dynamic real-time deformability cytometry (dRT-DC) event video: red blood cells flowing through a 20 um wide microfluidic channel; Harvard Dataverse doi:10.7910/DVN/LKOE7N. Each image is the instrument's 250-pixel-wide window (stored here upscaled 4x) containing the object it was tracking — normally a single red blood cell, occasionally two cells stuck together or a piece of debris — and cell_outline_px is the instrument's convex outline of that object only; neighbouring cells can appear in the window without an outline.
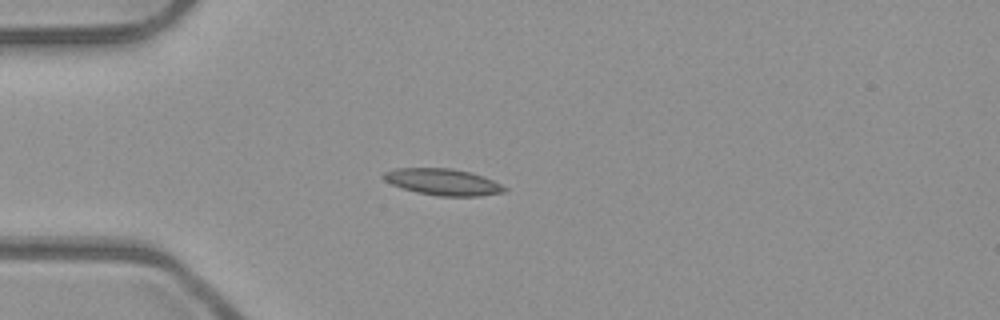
{"species": "common noctule bat (a hibernating species)", "species_latin": "Nyctalus noctula", "temperature_condition": "room temperature", "stored_images_in_passage": 5, "camera_frame_rate_fps": 3000, "um_per_image_px": 0.085, "animal": {"sex": "male", "body_mass_g": 23.1, "forearm_length_mm": 52.7}, "frame": {"image": 1, "passage_image": 4, "time_ms": 1.0, "image_size_px": [1000, 320], "cell_outline_px": [[508, 188], [504, 192], [480, 196], [436, 196], [416, 192], [400, 188], [384, 180], [380, 176], [384, 172], [396, 168], [452, 168], [472, 172], [484, 176]], "centroid_in_image_um": [37.63, 15.46], "position_along_channel_um": 47.4, "area_um2": 18.9}}